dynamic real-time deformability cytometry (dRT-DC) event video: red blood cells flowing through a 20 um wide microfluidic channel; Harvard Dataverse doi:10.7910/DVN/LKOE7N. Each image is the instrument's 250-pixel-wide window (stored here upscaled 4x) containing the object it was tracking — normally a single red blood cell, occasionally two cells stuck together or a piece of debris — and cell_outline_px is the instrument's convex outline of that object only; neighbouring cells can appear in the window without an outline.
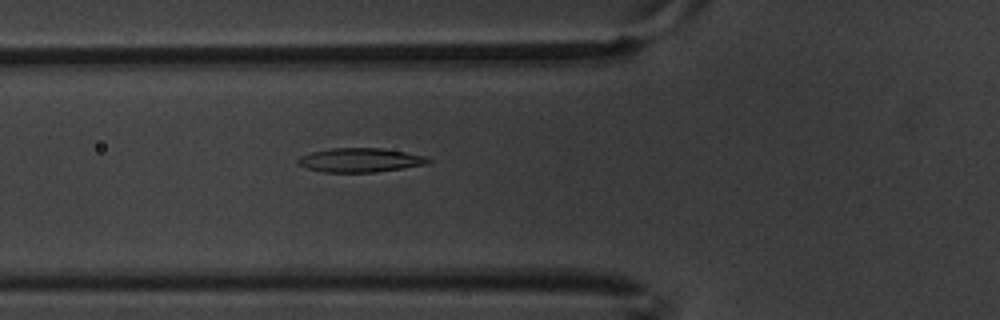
{"species": "common noctule bat (a hibernating species)", "species_latin": "Nyctalus noctula", "temperature_condition": "warm", "stored_images_in_passage": 6, "camera_frame_rate_fps": 3000, "um_per_image_px": 0.085, "animal": {"sex": "male", "body_mass_g": 20.1, "forearm_length_mm": 53.5}, "frame": {"image": 1, "passage_image": 6, "time_ms": 1.667, "image_size_px": [1000, 320], "cell_outline_px": [[432, 160], [428, 164], [376, 172], [324, 172], [308, 168], [296, 164], [296, 160], [300, 156], [312, 152], [332, 148], [380, 148], [404, 152], [424, 156]], "centroid_in_image_um": [30.59, 13.61], "position_along_channel_um": 95.2, "area_um2": 18.15}}